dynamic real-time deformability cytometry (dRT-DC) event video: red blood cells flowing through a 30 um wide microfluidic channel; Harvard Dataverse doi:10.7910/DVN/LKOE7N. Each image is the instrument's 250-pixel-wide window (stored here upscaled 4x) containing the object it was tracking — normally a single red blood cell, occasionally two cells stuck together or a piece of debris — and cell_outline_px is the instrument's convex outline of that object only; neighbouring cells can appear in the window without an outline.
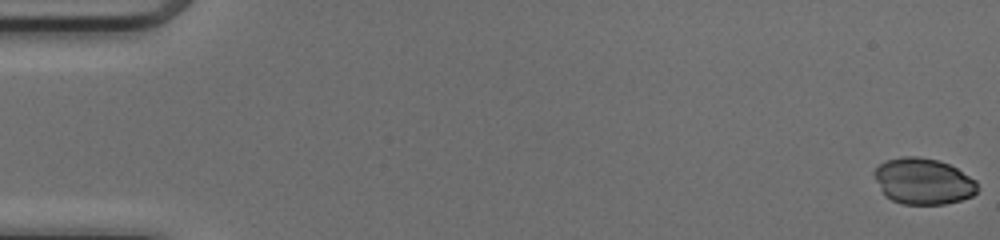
{"species": "common noctule bat (a hibernating species)", "species_latin": "Nyctalus noctula", "temperature_condition": "cold", "stored_images_in_passage": 51, "camera_frame_rate_fps": 3000, "um_per_image_px": 0.085, "animal": {"sex": "female", "body_mass_g": 17.0, "forearm_length_mm": 48.0}, "frame": {"image": 1, "passage_image": 1, "time_ms": 0.0, "image_size_px": [1000, 240], "cell_outline_px": [[976, 192], [972, 196], [960, 200], [944, 204], [904, 204], [892, 200], [884, 196], [872, 172], [884, 160], [904, 156], [916, 156], [940, 160], [956, 168], [976, 180]], "centroid_in_image_um": [78.44, 15.4], "position_along_channel_um": 6.6, "area_um2": 27.74}}
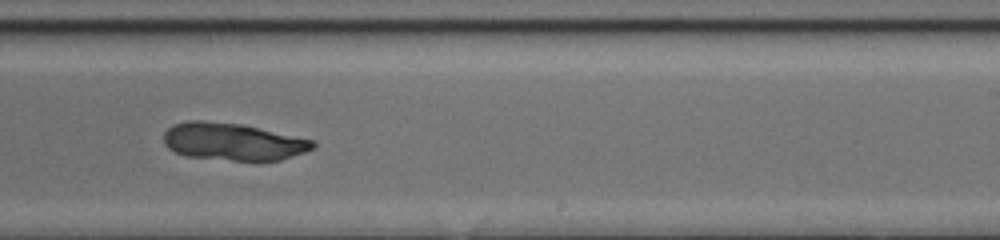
{"frame": {"image": 2, "passage_image": 32, "time_ms": 10.333, "image_size_px": [1000, 240], "cell_outline_px": [[316, 148], [280, 160], [260, 164], [256, 164], [184, 156], [168, 148], [164, 144], [164, 132], [172, 124], [188, 120], [200, 120], [240, 124], [316, 140]], "centroid_in_image_um": [19.83, 12.09], "position_along_channel_um": 269.2, "area_um2": 33.58}}
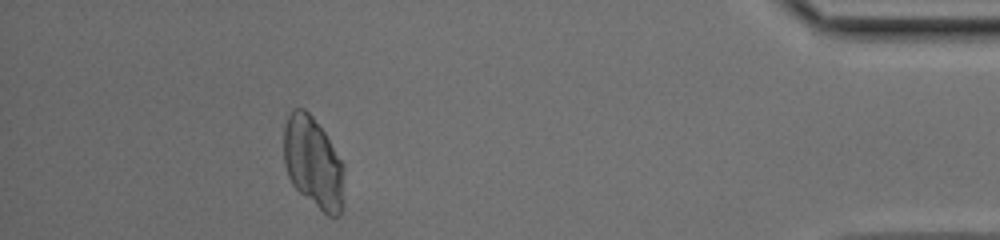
{"frame": {"image": 3, "passage_image": 46, "time_ms": 15.0, "image_size_px": [1000, 240], "cell_outline_px": [[344, 172], [340, 216], [328, 216], [304, 196], [292, 184], [288, 176], [284, 164], [284, 128], [288, 116], [292, 108], [304, 108], [312, 116], [324, 132], [344, 164]], "centroid_in_image_um": [26.61, 13.8], "position_along_channel_um": 408.6, "area_um2": 31.91}}